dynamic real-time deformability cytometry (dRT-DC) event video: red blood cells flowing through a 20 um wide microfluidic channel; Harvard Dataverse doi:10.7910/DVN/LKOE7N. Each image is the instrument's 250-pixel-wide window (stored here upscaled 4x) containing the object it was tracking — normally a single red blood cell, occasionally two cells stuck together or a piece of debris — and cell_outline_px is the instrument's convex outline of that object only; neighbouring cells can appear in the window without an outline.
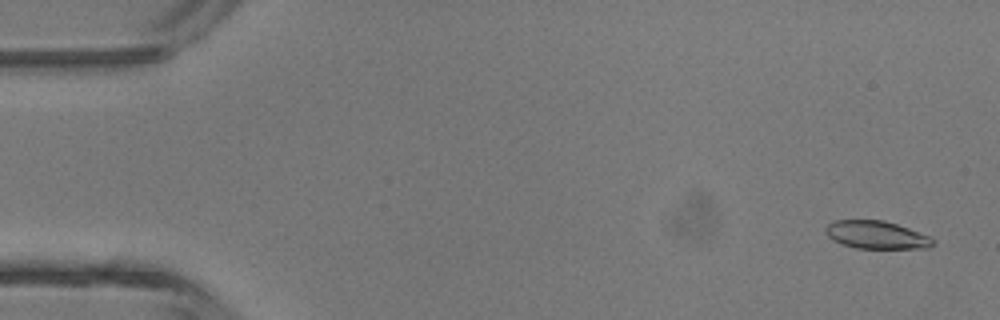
{"species": "common noctule bat (a hibernating species)", "species_latin": "Nyctalus noctula", "temperature_condition": "room temperature", "stored_images_in_passage": 4, "camera_frame_rate_fps": 3000, "um_per_image_px": 0.085, "animal": {"sex": "male", "body_mass_g": 13.3}, "frame": {"image": 1, "passage_image": 1, "time_ms": 0.0, "image_size_px": [1000, 320], "cell_outline_px": [[936, 244], [928, 248], [856, 248], [840, 244], [832, 240], [824, 232], [824, 228], [832, 220], [884, 220], [908, 228], [928, 236], [936, 240]], "centroid_in_image_um": [74.46, 19.97], "position_along_channel_um": 10.5, "area_um2": 17.57}}
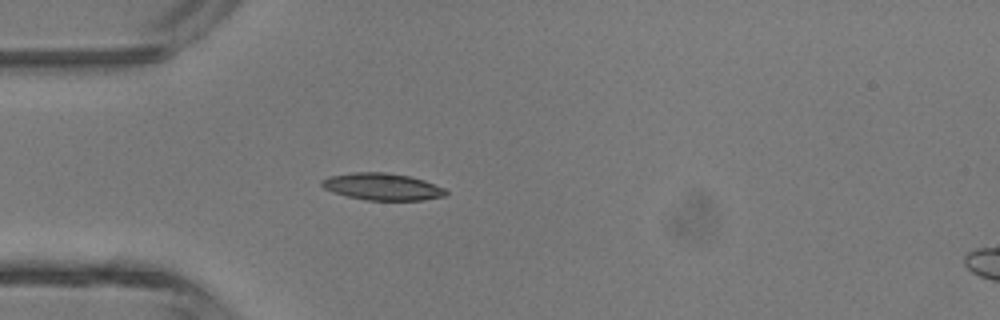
{"frame": {"image": 2, "passage_image": 4, "time_ms": 3.667, "image_size_px": [1000, 320], "cell_outline_px": [[448, 196], [420, 200], [368, 200], [348, 196], [332, 192], [324, 188], [320, 184], [320, 180], [328, 176], [352, 172], [384, 172], [408, 176], [424, 180], [444, 188], [448, 192]], "centroid_in_image_um": [32.48, 15.86], "position_along_channel_um": 52.5, "area_um2": 19.54}}